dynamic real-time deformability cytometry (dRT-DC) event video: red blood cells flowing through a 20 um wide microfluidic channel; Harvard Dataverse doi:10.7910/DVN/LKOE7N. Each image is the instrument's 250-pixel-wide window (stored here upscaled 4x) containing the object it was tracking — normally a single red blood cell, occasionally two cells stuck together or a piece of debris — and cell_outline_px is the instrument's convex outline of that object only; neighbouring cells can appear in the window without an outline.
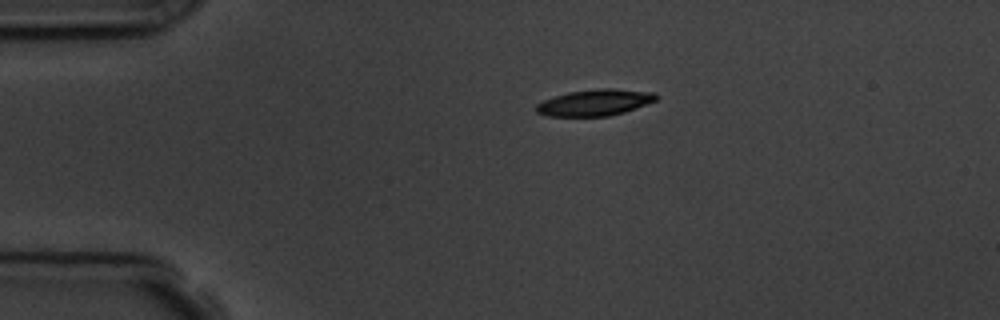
{"species": "common noctule bat (a hibernating species)", "species_latin": "Nyctalus noctula", "temperature_condition": "room temperature", "stored_images_in_passage": 2, "camera_frame_rate_fps": 3000, "um_per_image_px": 0.085, "animal": {"sex": "male", "body_mass_g": 19.5, "forearm_length_mm": 54.6}, "frame": {"image": 1, "passage_image": 1, "time_ms": 0.0, "image_size_px": [1000, 320], "cell_outline_px": [[660, 96], [656, 100], [624, 112], [608, 116], [548, 116], [536, 112], [536, 104], [544, 100], [568, 92], [600, 88], [612, 88], [656, 92]], "centroid_in_image_um": [50.59, 8.71], "position_along_channel_um": 34.4, "area_um2": 18.38}}